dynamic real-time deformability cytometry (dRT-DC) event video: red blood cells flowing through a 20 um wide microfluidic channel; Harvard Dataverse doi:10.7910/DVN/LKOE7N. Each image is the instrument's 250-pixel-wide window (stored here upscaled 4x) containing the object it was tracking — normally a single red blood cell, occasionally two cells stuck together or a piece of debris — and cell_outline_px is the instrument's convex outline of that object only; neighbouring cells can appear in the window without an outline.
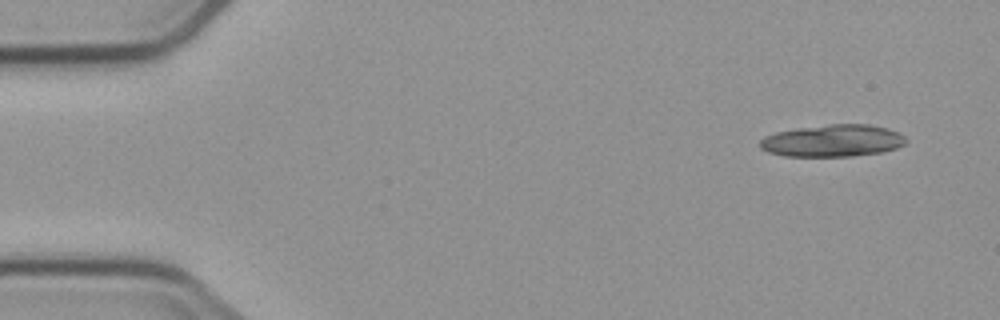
{"species": "common noctule bat (a hibernating species)", "species_latin": "Nyctalus noctula", "temperature_condition": "cold", "stored_images_in_passage": 7, "segment_of_instrument_passage": [1, 2], "camera_frame_rate_fps": 3000, "um_per_image_px": 0.085, "animal": {"sex": "male", "body_mass_g": 23.1, "forearm_length_mm": 52.7}, "frame": {"image": 1, "passage_image": 1, "time_ms": 0.0, "image_size_px": [1000, 320], "cell_outline_px": [[908, 140], [904, 144], [896, 148], [880, 152], [852, 156], [784, 156], [768, 152], [760, 148], [760, 140], [764, 136], [776, 132], [796, 128], [832, 124], [868, 124], [888, 128], [904, 136]], "centroid_in_image_um": [70.76, 11.96], "position_along_channel_um": 14.2, "area_um2": 27.28}}